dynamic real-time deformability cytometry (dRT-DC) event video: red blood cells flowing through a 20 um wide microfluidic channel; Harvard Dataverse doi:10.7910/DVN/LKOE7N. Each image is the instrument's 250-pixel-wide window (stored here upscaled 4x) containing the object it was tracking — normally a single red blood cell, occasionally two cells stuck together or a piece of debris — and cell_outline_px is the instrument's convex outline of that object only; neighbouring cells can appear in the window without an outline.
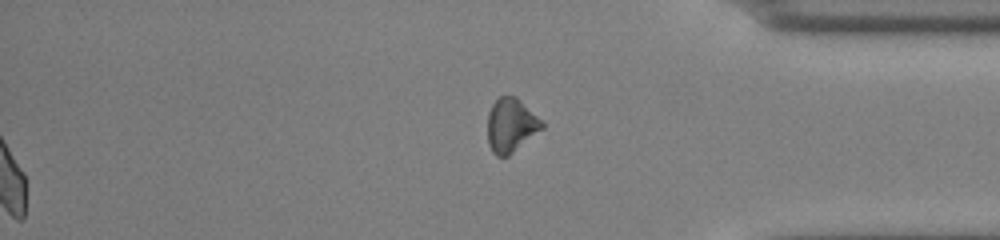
{"species": "common noctule bat (a hibernating species)", "species_latin": "Nyctalus noctula", "temperature_condition": "cold", "stored_images_in_passage": 46, "segment_of_instrument_passage": [2, 2], "camera_frame_rate_fps": 3000, "um_per_image_px": 0.085, "animal": {"sex": "male", "body_mass_g": 13.0, "forearm_length_mm": 53.1}, "frame": {"image": 1, "passage_image": 46, "time_ms": 15.0, "image_size_px": [1000, 240], "cell_outline_px": [[544, 128], [508, 156], [496, 156], [492, 152], [488, 144], [488, 112], [492, 104], [500, 96], [516, 96], [544, 124]], "centroid_in_image_um": [43.41, 10.66], "position_along_channel_um": 391.8, "area_um2": 16.94}}